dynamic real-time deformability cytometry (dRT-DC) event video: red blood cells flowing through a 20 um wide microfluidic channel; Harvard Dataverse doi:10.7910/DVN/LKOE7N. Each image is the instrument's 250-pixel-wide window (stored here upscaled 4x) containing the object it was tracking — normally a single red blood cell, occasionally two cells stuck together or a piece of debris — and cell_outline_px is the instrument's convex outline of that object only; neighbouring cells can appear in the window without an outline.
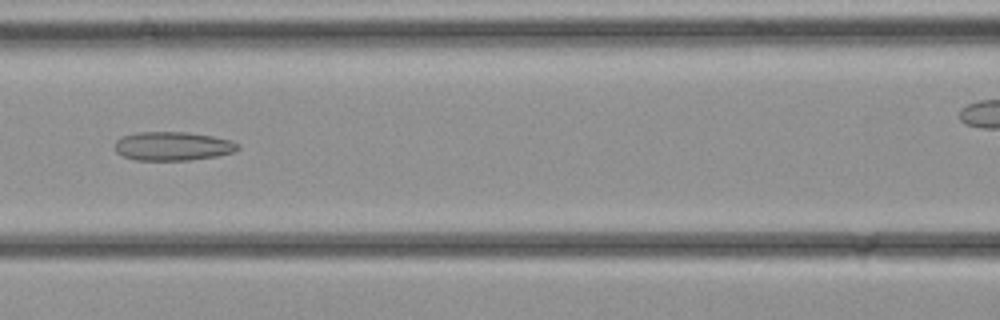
{"species": "common noctule bat (a hibernating species)", "species_latin": "Nyctalus noctula", "temperature_condition": "cold", "stored_images_in_passage": 26, "camera_frame_rate_fps": 3000, "um_per_image_px": 0.085, "animal": {"sex": "female", "body_mass_g": 21.9}, "frame": {"image": 1, "passage_image": 6, "time_ms": 1.667, "image_size_px": [1000, 320], "cell_outline_px": [[240, 148], [236, 152], [216, 156], [192, 160], [136, 160], [124, 156], [116, 152], [112, 148], [116, 140], [120, 136], [136, 132], [184, 132], [212, 136], [232, 140], [240, 144]], "centroid_in_image_um": [14.67, 12.42], "position_along_channel_um": 151.9, "area_um2": 20.98}}
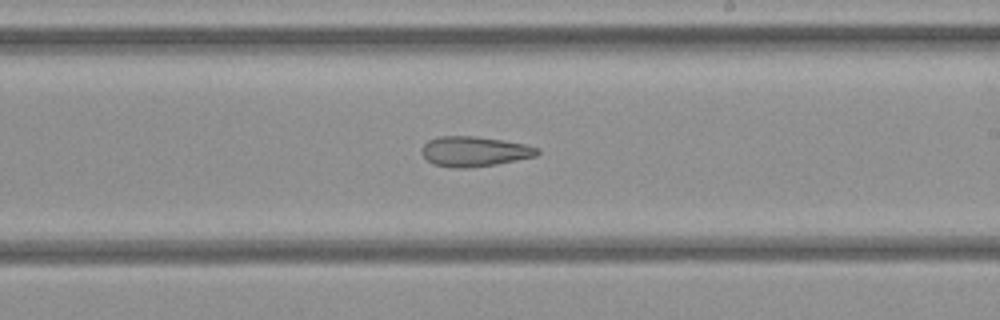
{"frame": {"image": 2, "passage_image": 11, "time_ms": 3.333, "image_size_px": [1000, 320], "cell_outline_px": [[540, 152], [536, 156], [496, 164], [468, 168], [452, 168], [432, 164], [420, 152], [424, 144], [428, 140], [440, 136], [476, 136], [504, 140], [524, 144], [540, 148]], "centroid_in_image_um": [40.31, 12.87], "position_along_channel_um": 248.7, "area_um2": 20.35}}
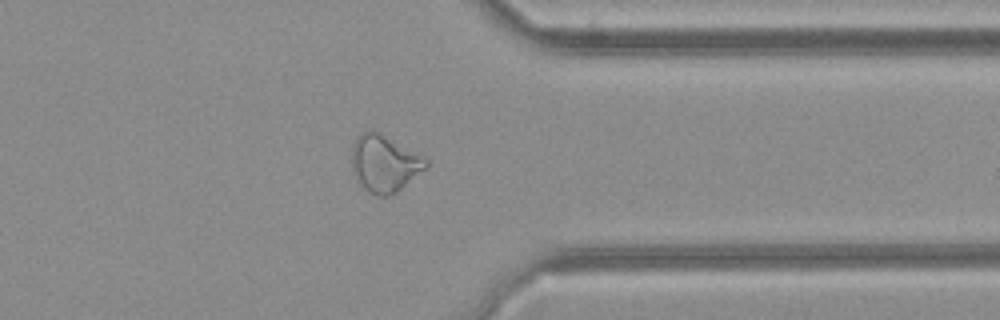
{"frame": {"image": 3, "passage_image": 18, "time_ms": 5.667, "image_size_px": [1000, 320], "cell_outline_px": [[428, 164], [424, 168], [396, 192], [388, 196], [376, 196], [368, 192], [356, 180], [352, 168], [352, 144], [356, 136], [360, 132], [368, 128], [372, 128], [380, 132], [428, 160]], "centroid_in_image_um": [32.59, 13.86], "position_along_channel_um": 378.8, "area_um2": 24.51}}